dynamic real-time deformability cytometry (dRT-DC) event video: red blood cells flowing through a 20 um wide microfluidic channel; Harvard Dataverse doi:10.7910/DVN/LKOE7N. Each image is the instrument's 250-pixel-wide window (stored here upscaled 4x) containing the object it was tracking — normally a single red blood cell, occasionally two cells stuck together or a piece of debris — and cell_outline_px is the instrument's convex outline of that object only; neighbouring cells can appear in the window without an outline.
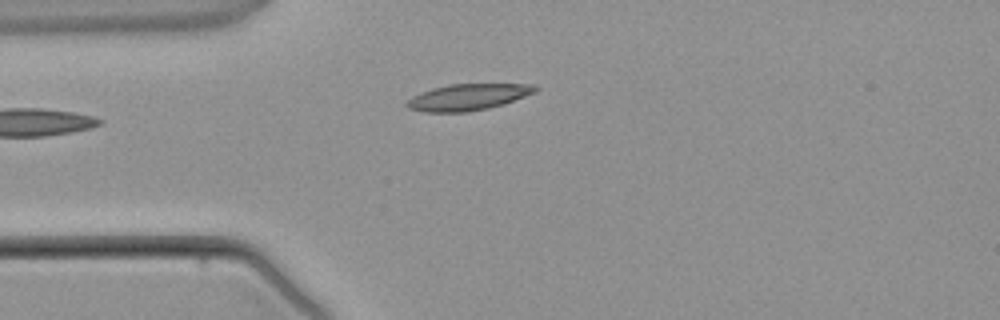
{"species": "common noctule bat (a hibernating species)", "species_latin": "Nyctalus noctula", "temperature_condition": "warm", "stored_images_in_passage": 2, "camera_frame_rate_fps": 3000, "um_per_image_px": 0.085, "animal": {"sex": "male", "body_mass_g": 21.5, "forearm_length_mm": 52.0}, "frame": {"image": 1, "passage_image": 2, "time_ms": 1.0, "image_size_px": [1000, 320], "cell_outline_px": [[540, 88], [536, 92], [504, 104], [488, 108], [468, 112], [424, 112], [408, 108], [404, 104], [412, 96], [420, 92], [432, 88], [448, 84], [536, 84]], "centroid_in_image_um": [39.78, 8.25], "position_along_channel_um": 45.2, "area_um2": 19.94}}